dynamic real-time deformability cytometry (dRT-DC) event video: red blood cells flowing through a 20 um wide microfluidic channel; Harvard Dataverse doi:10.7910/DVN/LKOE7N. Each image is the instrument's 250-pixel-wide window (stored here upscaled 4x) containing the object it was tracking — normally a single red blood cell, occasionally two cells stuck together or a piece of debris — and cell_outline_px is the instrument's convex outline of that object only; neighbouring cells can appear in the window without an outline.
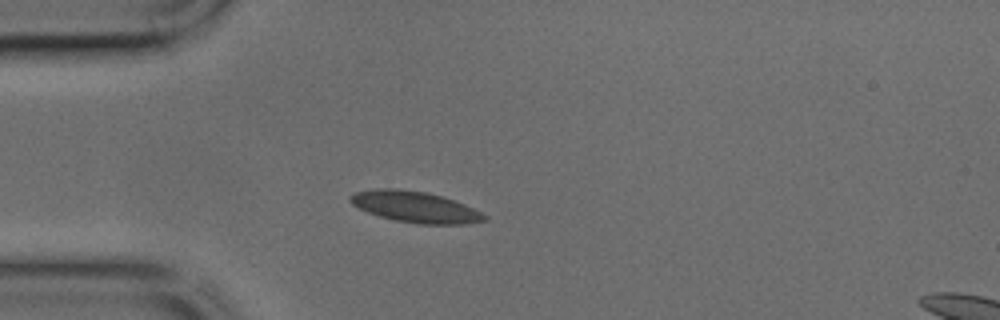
{"species": "common noctule bat (a hibernating species)", "species_latin": "Nyctalus noctula", "temperature_condition": "cold", "stored_images_in_passage": 31, "camera_frame_rate_fps": 3000, "um_per_image_px": 0.085, "animal": {"sex": "male", "body_mass_g": 17.9, "forearm_length_mm": 54.2}, "frame": {"image": 1, "passage_image": 1, "time_ms": 0.0, "image_size_px": [1000, 320], "cell_outline_px": [[488, 220], [464, 224], [420, 224], [396, 220], [380, 216], [368, 212], [352, 204], [348, 200], [348, 196], [356, 192], [376, 188], [396, 188], [424, 192], [444, 196], [464, 204], [488, 216]], "centroid_in_image_um": [35.29, 17.58], "position_along_channel_um": 49.7, "area_um2": 24.22}}
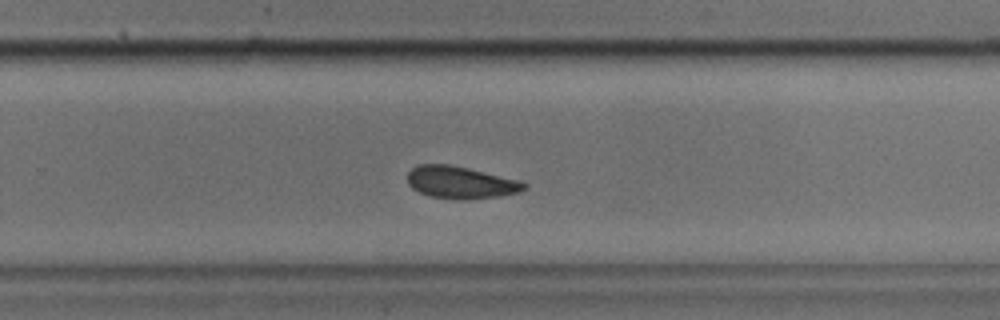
{"frame": {"image": 2, "passage_image": 18, "time_ms": 5.667, "image_size_px": [1000, 320], "cell_outline_px": [[528, 188], [520, 192], [500, 196], [464, 200], [456, 200], [432, 196], [420, 192], [412, 188], [408, 184], [408, 172], [416, 164], [448, 164], [468, 168], [516, 180], [528, 184]], "centroid_in_image_um": [39.14, 15.51], "position_along_channel_um": 290.7, "area_um2": 21.85}}
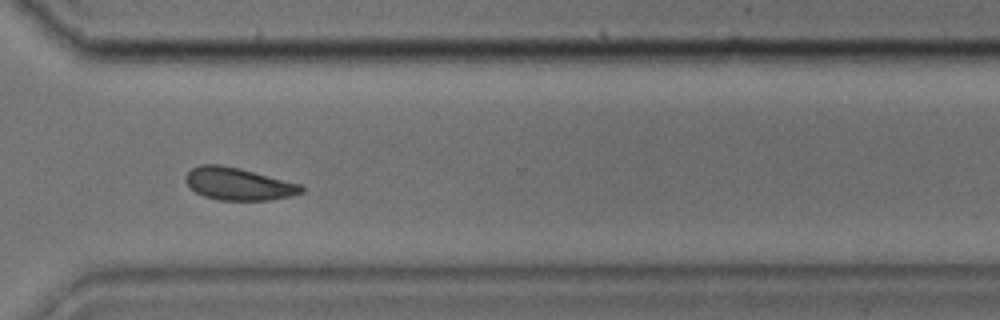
{"frame": {"image": 3, "passage_image": 22, "time_ms": 7.0, "image_size_px": [1000, 320], "cell_outline_px": [[304, 192], [292, 196], [272, 200], [220, 200], [204, 196], [196, 192], [184, 180], [184, 176], [192, 168], [200, 164], [220, 164], [240, 168], [304, 184]], "centroid_in_image_um": [20.32, 15.62], "position_along_channel_um": 350.3, "area_um2": 22.2}}